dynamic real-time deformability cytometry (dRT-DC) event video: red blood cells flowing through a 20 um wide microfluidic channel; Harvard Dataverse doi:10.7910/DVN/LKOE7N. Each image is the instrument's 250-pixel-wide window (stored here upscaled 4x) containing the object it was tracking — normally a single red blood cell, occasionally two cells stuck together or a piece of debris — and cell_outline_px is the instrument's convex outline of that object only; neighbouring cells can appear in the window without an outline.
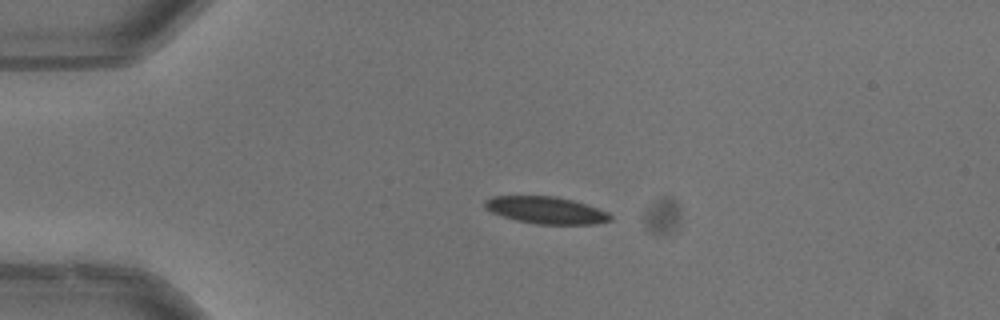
{"species": "common noctule bat (a hibernating species)", "species_latin": "Nyctalus noctula", "temperature_condition": "warm", "stored_images_in_passage": 41, "camera_frame_rate_fps": 3000, "um_per_image_px": 0.085, "animal": {"sex": "male", "body_mass_g": 13.3}, "frame": {"image": 1, "passage_image": 1, "time_ms": 0.0, "image_size_px": [1000, 320], "cell_outline_px": [[612, 220], [596, 224], [536, 224], [516, 220], [492, 212], [484, 208], [484, 200], [492, 196], [556, 196], [588, 204], [608, 212], [612, 216]], "centroid_in_image_um": [46.43, 17.86], "position_along_channel_um": 38.6, "area_um2": 19.88}, "authors_computed_cell_mechanics": {"area_um2": 20.9236, "velocity_mm_per_s": 3.9804, "shape_relaxation_time_tau1_ms": 2.8939, "shape_relaxation_time_tau2_ms": 1.7697, "deformation_change_tau1": 0.1366, "deformation_change_tau2": 0.0514}}